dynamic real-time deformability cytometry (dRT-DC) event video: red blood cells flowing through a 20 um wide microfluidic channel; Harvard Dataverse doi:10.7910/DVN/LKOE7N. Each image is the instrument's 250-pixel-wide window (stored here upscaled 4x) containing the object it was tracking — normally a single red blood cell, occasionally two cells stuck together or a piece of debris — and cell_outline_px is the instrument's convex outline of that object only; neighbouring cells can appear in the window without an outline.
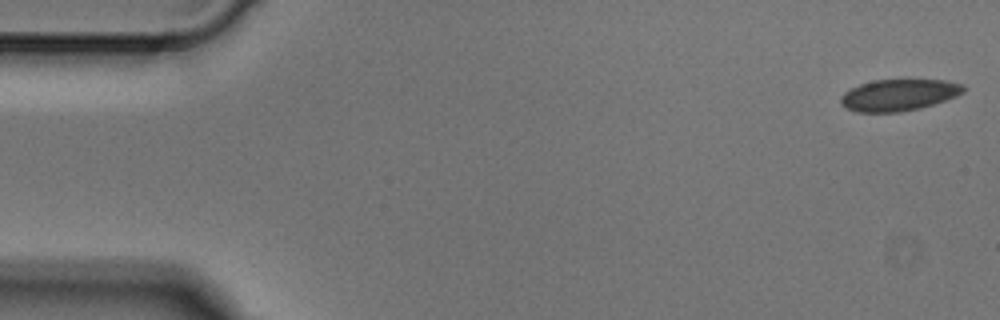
{"species": "Egyptian fruit bat (a non-hibernating species)", "species_latin": "Rousettus aegyptiacus", "temperature_condition": "cold", "stored_images_in_passage": 4, "camera_frame_rate_fps": 3000, "um_per_image_px": 0.085, "animal": {"sex": "male"}, "frame": {"image": 1, "passage_image": 1, "time_ms": 0.0, "image_size_px": [1000, 320], "cell_outline_px": [[964, 92], [956, 96], [920, 108], [900, 112], [856, 112], [840, 104], [840, 96], [844, 92], [860, 84], [872, 80], [944, 80], [964, 84]], "centroid_in_image_um": [76.37, 8.07], "position_along_channel_um": 8.6, "area_um2": 22.48}}
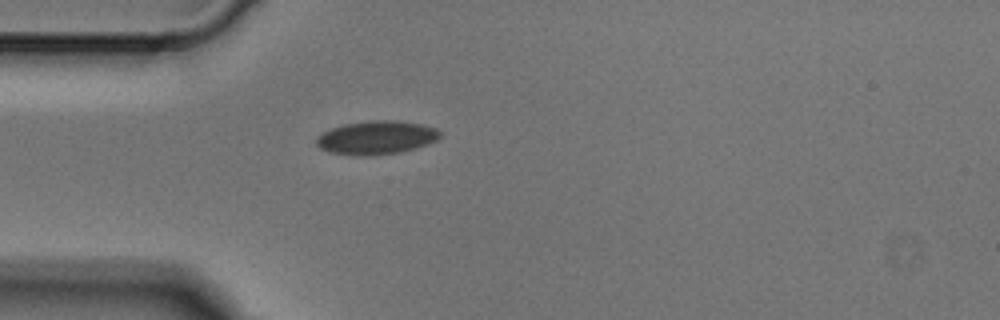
{"frame": {"image": 2, "passage_image": 4, "time_ms": 1.0, "image_size_px": [1000, 320], "cell_outline_px": [[440, 136], [436, 140], [428, 144], [416, 148], [400, 152], [372, 156], [352, 156], [328, 152], [320, 148], [316, 144], [316, 136], [332, 128], [344, 124], [372, 120], [396, 120], [420, 124], [436, 128], [440, 132]], "centroid_in_image_um": [31.97, 11.71], "position_along_channel_um": 53.0, "area_um2": 24.33}}